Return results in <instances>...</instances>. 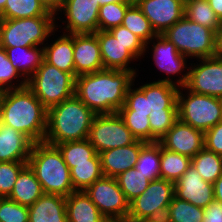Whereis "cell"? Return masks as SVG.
<instances>
[{"label": "cell", "mask_w": 222, "mask_h": 222, "mask_svg": "<svg viewBox=\"0 0 222 222\" xmlns=\"http://www.w3.org/2000/svg\"><path fill=\"white\" fill-rule=\"evenodd\" d=\"M184 16L214 32L222 25L207 0H185Z\"/></svg>", "instance_id": "4dcf8cb0"}, {"label": "cell", "mask_w": 222, "mask_h": 222, "mask_svg": "<svg viewBox=\"0 0 222 222\" xmlns=\"http://www.w3.org/2000/svg\"><path fill=\"white\" fill-rule=\"evenodd\" d=\"M139 89L149 96V116L152 111H165L166 109H178L177 93L179 88L170 77L147 83Z\"/></svg>", "instance_id": "7402d4cb"}, {"label": "cell", "mask_w": 222, "mask_h": 222, "mask_svg": "<svg viewBox=\"0 0 222 222\" xmlns=\"http://www.w3.org/2000/svg\"><path fill=\"white\" fill-rule=\"evenodd\" d=\"M43 48L47 63L74 76V34L63 33L53 44Z\"/></svg>", "instance_id": "cb8c5ba5"}, {"label": "cell", "mask_w": 222, "mask_h": 222, "mask_svg": "<svg viewBox=\"0 0 222 222\" xmlns=\"http://www.w3.org/2000/svg\"><path fill=\"white\" fill-rule=\"evenodd\" d=\"M191 164L204 181L212 184L222 175V156L205 147L191 158Z\"/></svg>", "instance_id": "d6a6232c"}, {"label": "cell", "mask_w": 222, "mask_h": 222, "mask_svg": "<svg viewBox=\"0 0 222 222\" xmlns=\"http://www.w3.org/2000/svg\"><path fill=\"white\" fill-rule=\"evenodd\" d=\"M48 11L53 12L57 15V12L60 11L64 0H39Z\"/></svg>", "instance_id": "c3c4849f"}, {"label": "cell", "mask_w": 222, "mask_h": 222, "mask_svg": "<svg viewBox=\"0 0 222 222\" xmlns=\"http://www.w3.org/2000/svg\"><path fill=\"white\" fill-rule=\"evenodd\" d=\"M135 76L132 71L111 69L80 75L75 78V95L96 115L116 113Z\"/></svg>", "instance_id": "6da1fadb"}, {"label": "cell", "mask_w": 222, "mask_h": 222, "mask_svg": "<svg viewBox=\"0 0 222 222\" xmlns=\"http://www.w3.org/2000/svg\"><path fill=\"white\" fill-rule=\"evenodd\" d=\"M74 77L103 70L100 46L95 33L74 34Z\"/></svg>", "instance_id": "e0dca14e"}, {"label": "cell", "mask_w": 222, "mask_h": 222, "mask_svg": "<svg viewBox=\"0 0 222 222\" xmlns=\"http://www.w3.org/2000/svg\"><path fill=\"white\" fill-rule=\"evenodd\" d=\"M95 34L98 38L104 69L132 71L134 74H137L134 69L128 67L130 61H133L132 59H136V57L124 44L117 40L109 31L98 30Z\"/></svg>", "instance_id": "d6986e66"}, {"label": "cell", "mask_w": 222, "mask_h": 222, "mask_svg": "<svg viewBox=\"0 0 222 222\" xmlns=\"http://www.w3.org/2000/svg\"><path fill=\"white\" fill-rule=\"evenodd\" d=\"M158 143L169 151L193 158L204 148V133L178 119Z\"/></svg>", "instance_id": "9a60e30c"}, {"label": "cell", "mask_w": 222, "mask_h": 222, "mask_svg": "<svg viewBox=\"0 0 222 222\" xmlns=\"http://www.w3.org/2000/svg\"><path fill=\"white\" fill-rule=\"evenodd\" d=\"M130 2L109 3L99 8L98 30L109 31L122 24Z\"/></svg>", "instance_id": "74e56055"}, {"label": "cell", "mask_w": 222, "mask_h": 222, "mask_svg": "<svg viewBox=\"0 0 222 222\" xmlns=\"http://www.w3.org/2000/svg\"><path fill=\"white\" fill-rule=\"evenodd\" d=\"M189 68L177 80L176 86L198 94L222 98V57H208Z\"/></svg>", "instance_id": "7c38bea8"}, {"label": "cell", "mask_w": 222, "mask_h": 222, "mask_svg": "<svg viewBox=\"0 0 222 222\" xmlns=\"http://www.w3.org/2000/svg\"><path fill=\"white\" fill-rule=\"evenodd\" d=\"M215 14L222 21V0H207Z\"/></svg>", "instance_id": "816d5d0a"}, {"label": "cell", "mask_w": 222, "mask_h": 222, "mask_svg": "<svg viewBox=\"0 0 222 222\" xmlns=\"http://www.w3.org/2000/svg\"><path fill=\"white\" fill-rule=\"evenodd\" d=\"M2 39H1V32H0V50L2 49Z\"/></svg>", "instance_id": "6f0895ef"}, {"label": "cell", "mask_w": 222, "mask_h": 222, "mask_svg": "<svg viewBox=\"0 0 222 222\" xmlns=\"http://www.w3.org/2000/svg\"><path fill=\"white\" fill-rule=\"evenodd\" d=\"M126 127L137 139L150 143V121L147 114L141 113H118Z\"/></svg>", "instance_id": "60d3db41"}, {"label": "cell", "mask_w": 222, "mask_h": 222, "mask_svg": "<svg viewBox=\"0 0 222 222\" xmlns=\"http://www.w3.org/2000/svg\"><path fill=\"white\" fill-rule=\"evenodd\" d=\"M6 5V0H0V12L4 9Z\"/></svg>", "instance_id": "11a10c76"}, {"label": "cell", "mask_w": 222, "mask_h": 222, "mask_svg": "<svg viewBox=\"0 0 222 222\" xmlns=\"http://www.w3.org/2000/svg\"><path fill=\"white\" fill-rule=\"evenodd\" d=\"M87 139L98 154L109 149L131 145L137 140L118 112L96 115Z\"/></svg>", "instance_id": "9c48e42d"}, {"label": "cell", "mask_w": 222, "mask_h": 222, "mask_svg": "<svg viewBox=\"0 0 222 222\" xmlns=\"http://www.w3.org/2000/svg\"><path fill=\"white\" fill-rule=\"evenodd\" d=\"M27 87L48 110L75 95V77L43 60Z\"/></svg>", "instance_id": "5b68a950"}, {"label": "cell", "mask_w": 222, "mask_h": 222, "mask_svg": "<svg viewBox=\"0 0 222 222\" xmlns=\"http://www.w3.org/2000/svg\"><path fill=\"white\" fill-rule=\"evenodd\" d=\"M127 1L132 3V4H136L139 0H127Z\"/></svg>", "instance_id": "9f6ffc18"}, {"label": "cell", "mask_w": 222, "mask_h": 222, "mask_svg": "<svg viewBox=\"0 0 222 222\" xmlns=\"http://www.w3.org/2000/svg\"><path fill=\"white\" fill-rule=\"evenodd\" d=\"M178 120V109L152 111L150 121V143L158 142Z\"/></svg>", "instance_id": "f35d334b"}, {"label": "cell", "mask_w": 222, "mask_h": 222, "mask_svg": "<svg viewBox=\"0 0 222 222\" xmlns=\"http://www.w3.org/2000/svg\"><path fill=\"white\" fill-rule=\"evenodd\" d=\"M100 4L97 0H64L60 9L65 11L68 34L96 33Z\"/></svg>", "instance_id": "4fadbf2b"}, {"label": "cell", "mask_w": 222, "mask_h": 222, "mask_svg": "<svg viewBox=\"0 0 222 222\" xmlns=\"http://www.w3.org/2000/svg\"><path fill=\"white\" fill-rule=\"evenodd\" d=\"M96 114L76 95L47 110L44 142L57 145L88 138Z\"/></svg>", "instance_id": "3957f363"}, {"label": "cell", "mask_w": 222, "mask_h": 222, "mask_svg": "<svg viewBox=\"0 0 222 222\" xmlns=\"http://www.w3.org/2000/svg\"><path fill=\"white\" fill-rule=\"evenodd\" d=\"M174 194L178 199L203 209L215 200L213 184L204 181L192 164L174 183Z\"/></svg>", "instance_id": "2e32d148"}, {"label": "cell", "mask_w": 222, "mask_h": 222, "mask_svg": "<svg viewBox=\"0 0 222 222\" xmlns=\"http://www.w3.org/2000/svg\"><path fill=\"white\" fill-rule=\"evenodd\" d=\"M68 222H109L85 191H74L66 197Z\"/></svg>", "instance_id": "603a6c76"}, {"label": "cell", "mask_w": 222, "mask_h": 222, "mask_svg": "<svg viewBox=\"0 0 222 222\" xmlns=\"http://www.w3.org/2000/svg\"><path fill=\"white\" fill-rule=\"evenodd\" d=\"M2 94H3V91L0 90V100H1Z\"/></svg>", "instance_id": "680465c9"}, {"label": "cell", "mask_w": 222, "mask_h": 222, "mask_svg": "<svg viewBox=\"0 0 222 222\" xmlns=\"http://www.w3.org/2000/svg\"><path fill=\"white\" fill-rule=\"evenodd\" d=\"M84 191L109 222H125L127 220L129 202L116 178L103 176Z\"/></svg>", "instance_id": "30bf717a"}, {"label": "cell", "mask_w": 222, "mask_h": 222, "mask_svg": "<svg viewBox=\"0 0 222 222\" xmlns=\"http://www.w3.org/2000/svg\"><path fill=\"white\" fill-rule=\"evenodd\" d=\"M28 161L0 162V198L9 197L19 173Z\"/></svg>", "instance_id": "ab89813d"}, {"label": "cell", "mask_w": 222, "mask_h": 222, "mask_svg": "<svg viewBox=\"0 0 222 222\" xmlns=\"http://www.w3.org/2000/svg\"><path fill=\"white\" fill-rule=\"evenodd\" d=\"M126 94L125 104L118 110V113H141L147 114L149 117V96L139 89H132L131 87Z\"/></svg>", "instance_id": "7bdbcfd3"}, {"label": "cell", "mask_w": 222, "mask_h": 222, "mask_svg": "<svg viewBox=\"0 0 222 222\" xmlns=\"http://www.w3.org/2000/svg\"><path fill=\"white\" fill-rule=\"evenodd\" d=\"M37 16H55L39 0H6L0 19H22Z\"/></svg>", "instance_id": "83f0119b"}, {"label": "cell", "mask_w": 222, "mask_h": 222, "mask_svg": "<svg viewBox=\"0 0 222 222\" xmlns=\"http://www.w3.org/2000/svg\"><path fill=\"white\" fill-rule=\"evenodd\" d=\"M109 32L137 58L147 50V45L135 34L123 25H119L109 30Z\"/></svg>", "instance_id": "f6af8a7d"}, {"label": "cell", "mask_w": 222, "mask_h": 222, "mask_svg": "<svg viewBox=\"0 0 222 222\" xmlns=\"http://www.w3.org/2000/svg\"><path fill=\"white\" fill-rule=\"evenodd\" d=\"M191 165V158L160 145V178L175 183Z\"/></svg>", "instance_id": "f1b7e54d"}, {"label": "cell", "mask_w": 222, "mask_h": 222, "mask_svg": "<svg viewBox=\"0 0 222 222\" xmlns=\"http://www.w3.org/2000/svg\"><path fill=\"white\" fill-rule=\"evenodd\" d=\"M0 122L26 135L33 143L44 142L47 109L27 86L3 91Z\"/></svg>", "instance_id": "7a4b0ae2"}, {"label": "cell", "mask_w": 222, "mask_h": 222, "mask_svg": "<svg viewBox=\"0 0 222 222\" xmlns=\"http://www.w3.org/2000/svg\"><path fill=\"white\" fill-rule=\"evenodd\" d=\"M100 6L109 4V3H118V2H128L127 0H97Z\"/></svg>", "instance_id": "db71d44e"}, {"label": "cell", "mask_w": 222, "mask_h": 222, "mask_svg": "<svg viewBox=\"0 0 222 222\" xmlns=\"http://www.w3.org/2000/svg\"><path fill=\"white\" fill-rule=\"evenodd\" d=\"M125 222H166L165 218L127 219Z\"/></svg>", "instance_id": "f5cc1de1"}, {"label": "cell", "mask_w": 222, "mask_h": 222, "mask_svg": "<svg viewBox=\"0 0 222 222\" xmlns=\"http://www.w3.org/2000/svg\"><path fill=\"white\" fill-rule=\"evenodd\" d=\"M202 222H222V203L214 200L204 208Z\"/></svg>", "instance_id": "7dc6e473"}, {"label": "cell", "mask_w": 222, "mask_h": 222, "mask_svg": "<svg viewBox=\"0 0 222 222\" xmlns=\"http://www.w3.org/2000/svg\"><path fill=\"white\" fill-rule=\"evenodd\" d=\"M215 201L222 203V175L213 183Z\"/></svg>", "instance_id": "f907efd6"}, {"label": "cell", "mask_w": 222, "mask_h": 222, "mask_svg": "<svg viewBox=\"0 0 222 222\" xmlns=\"http://www.w3.org/2000/svg\"><path fill=\"white\" fill-rule=\"evenodd\" d=\"M204 147L222 156V121L204 133Z\"/></svg>", "instance_id": "bcb514c9"}, {"label": "cell", "mask_w": 222, "mask_h": 222, "mask_svg": "<svg viewBox=\"0 0 222 222\" xmlns=\"http://www.w3.org/2000/svg\"><path fill=\"white\" fill-rule=\"evenodd\" d=\"M55 16H37L22 19H0L3 49L43 45L54 32Z\"/></svg>", "instance_id": "52a82bcc"}, {"label": "cell", "mask_w": 222, "mask_h": 222, "mask_svg": "<svg viewBox=\"0 0 222 222\" xmlns=\"http://www.w3.org/2000/svg\"><path fill=\"white\" fill-rule=\"evenodd\" d=\"M55 146L59 149L70 170L73 168V164L90 163V159L97 154L88 139L64 142Z\"/></svg>", "instance_id": "1f68e13d"}, {"label": "cell", "mask_w": 222, "mask_h": 222, "mask_svg": "<svg viewBox=\"0 0 222 222\" xmlns=\"http://www.w3.org/2000/svg\"><path fill=\"white\" fill-rule=\"evenodd\" d=\"M157 38V39H156ZM157 43H153V59L156 66L167 75L179 74L184 70L186 56L182 55L173 43L163 35L155 37Z\"/></svg>", "instance_id": "d4e9b609"}, {"label": "cell", "mask_w": 222, "mask_h": 222, "mask_svg": "<svg viewBox=\"0 0 222 222\" xmlns=\"http://www.w3.org/2000/svg\"><path fill=\"white\" fill-rule=\"evenodd\" d=\"M29 210L8 197L0 198V222H28Z\"/></svg>", "instance_id": "ee69618b"}, {"label": "cell", "mask_w": 222, "mask_h": 222, "mask_svg": "<svg viewBox=\"0 0 222 222\" xmlns=\"http://www.w3.org/2000/svg\"><path fill=\"white\" fill-rule=\"evenodd\" d=\"M178 90V119L205 133L222 121V98L189 91L187 97Z\"/></svg>", "instance_id": "ba28073f"}, {"label": "cell", "mask_w": 222, "mask_h": 222, "mask_svg": "<svg viewBox=\"0 0 222 222\" xmlns=\"http://www.w3.org/2000/svg\"><path fill=\"white\" fill-rule=\"evenodd\" d=\"M121 25L138 36L146 45L157 36L150 21L143 15L137 4H132L127 9Z\"/></svg>", "instance_id": "836d02e7"}, {"label": "cell", "mask_w": 222, "mask_h": 222, "mask_svg": "<svg viewBox=\"0 0 222 222\" xmlns=\"http://www.w3.org/2000/svg\"><path fill=\"white\" fill-rule=\"evenodd\" d=\"M43 194L44 191L34 171L27 165L19 173L14 188L8 198L23 206L30 207Z\"/></svg>", "instance_id": "4316f807"}, {"label": "cell", "mask_w": 222, "mask_h": 222, "mask_svg": "<svg viewBox=\"0 0 222 222\" xmlns=\"http://www.w3.org/2000/svg\"><path fill=\"white\" fill-rule=\"evenodd\" d=\"M115 178L119 184V187L124 193L126 200L129 203L136 197L141 195L151 182L150 179L146 178L141 172L136 170L134 167L125 172L120 173Z\"/></svg>", "instance_id": "8d00e7d4"}, {"label": "cell", "mask_w": 222, "mask_h": 222, "mask_svg": "<svg viewBox=\"0 0 222 222\" xmlns=\"http://www.w3.org/2000/svg\"><path fill=\"white\" fill-rule=\"evenodd\" d=\"M21 77L18 71L12 66V63L9 61L6 50H0V90L7 91L12 89H19L27 86V81L25 78H22L18 86L15 84L12 85V80L17 77Z\"/></svg>", "instance_id": "b9f144b4"}, {"label": "cell", "mask_w": 222, "mask_h": 222, "mask_svg": "<svg viewBox=\"0 0 222 222\" xmlns=\"http://www.w3.org/2000/svg\"><path fill=\"white\" fill-rule=\"evenodd\" d=\"M70 174L74 190H86L94 181L104 176L99 154L91 158L90 163L73 164Z\"/></svg>", "instance_id": "f546056e"}, {"label": "cell", "mask_w": 222, "mask_h": 222, "mask_svg": "<svg viewBox=\"0 0 222 222\" xmlns=\"http://www.w3.org/2000/svg\"><path fill=\"white\" fill-rule=\"evenodd\" d=\"M136 4L157 35H162L184 16L185 0H139Z\"/></svg>", "instance_id": "5bb4252c"}, {"label": "cell", "mask_w": 222, "mask_h": 222, "mask_svg": "<svg viewBox=\"0 0 222 222\" xmlns=\"http://www.w3.org/2000/svg\"><path fill=\"white\" fill-rule=\"evenodd\" d=\"M44 193L67 197L74 192L70 169L59 149L46 142L34 143L28 159Z\"/></svg>", "instance_id": "277c9868"}, {"label": "cell", "mask_w": 222, "mask_h": 222, "mask_svg": "<svg viewBox=\"0 0 222 222\" xmlns=\"http://www.w3.org/2000/svg\"><path fill=\"white\" fill-rule=\"evenodd\" d=\"M147 143L136 140L133 144L106 150L99 153L102 172L107 177H117L135 166L141 149Z\"/></svg>", "instance_id": "ac0fdd59"}, {"label": "cell", "mask_w": 222, "mask_h": 222, "mask_svg": "<svg viewBox=\"0 0 222 222\" xmlns=\"http://www.w3.org/2000/svg\"><path fill=\"white\" fill-rule=\"evenodd\" d=\"M134 168L141 172L146 178L156 180L160 178V144L147 143L138 157Z\"/></svg>", "instance_id": "e575fe53"}, {"label": "cell", "mask_w": 222, "mask_h": 222, "mask_svg": "<svg viewBox=\"0 0 222 222\" xmlns=\"http://www.w3.org/2000/svg\"><path fill=\"white\" fill-rule=\"evenodd\" d=\"M28 222H68L66 197L44 193L28 207Z\"/></svg>", "instance_id": "44dd1931"}, {"label": "cell", "mask_w": 222, "mask_h": 222, "mask_svg": "<svg viewBox=\"0 0 222 222\" xmlns=\"http://www.w3.org/2000/svg\"><path fill=\"white\" fill-rule=\"evenodd\" d=\"M204 209L173 197L165 216L166 222H202Z\"/></svg>", "instance_id": "d590c367"}, {"label": "cell", "mask_w": 222, "mask_h": 222, "mask_svg": "<svg viewBox=\"0 0 222 222\" xmlns=\"http://www.w3.org/2000/svg\"><path fill=\"white\" fill-rule=\"evenodd\" d=\"M174 194V183L162 178L152 180L146 190L129 203L127 219L165 218Z\"/></svg>", "instance_id": "8fae6325"}, {"label": "cell", "mask_w": 222, "mask_h": 222, "mask_svg": "<svg viewBox=\"0 0 222 222\" xmlns=\"http://www.w3.org/2000/svg\"><path fill=\"white\" fill-rule=\"evenodd\" d=\"M215 56L222 57V25L215 32Z\"/></svg>", "instance_id": "681fc988"}, {"label": "cell", "mask_w": 222, "mask_h": 222, "mask_svg": "<svg viewBox=\"0 0 222 222\" xmlns=\"http://www.w3.org/2000/svg\"><path fill=\"white\" fill-rule=\"evenodd\" d=\"M6 53L12 66L28 81L44 60V48L38 46L6 48Z\"/></svg>", "instance_id": "484cf974"}, {"label": "cell", "mask_w": 222, "mask_h": 222, "mask_svg": "<svg viewBox=\"0 0 222 222\" xmlns=\"http://www.w3.org/2000/svg\"><path fill=\"white\" fill-rule=\"evenodd\" d=\"M33 144L26 135L0 122V162L28 161Z\"/></svg>", "instance_id": "ffe728a7"}, {"label": "cell", "mask_w": 222, "mask_h": 222, "mask_svg": "<svg viewBox=\"0 0 222 222\" xmlns=\"http://www.w3.org/2000/svg\"><path fill=\"white\" fill-rule=\"evenodd\" d=\"M186 57L198 59L215 56V32L183 16L162 34Z\"/></svg>", "instance_id": "8992f818"}]
</instances>
